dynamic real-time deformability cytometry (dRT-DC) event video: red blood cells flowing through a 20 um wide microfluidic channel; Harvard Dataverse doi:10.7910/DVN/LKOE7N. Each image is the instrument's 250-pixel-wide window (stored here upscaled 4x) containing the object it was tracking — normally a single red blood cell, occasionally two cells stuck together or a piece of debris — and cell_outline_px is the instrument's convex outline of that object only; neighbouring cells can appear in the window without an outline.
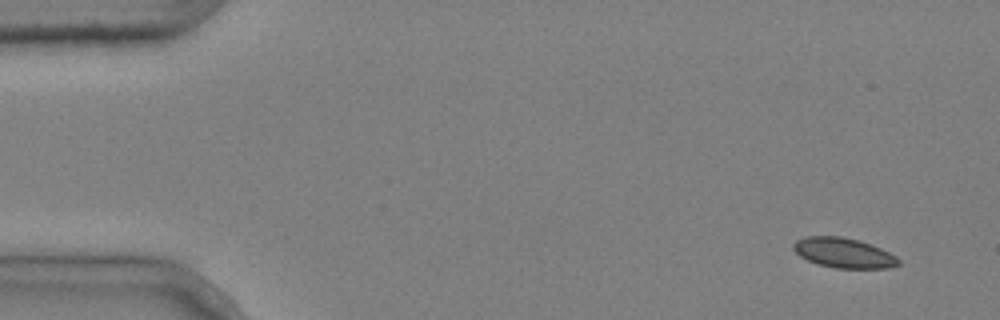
{"species": "common noctule bat (a hibernating species)", "species_latin": "Nyctalus noctula", "temperature_condition": "cold", "stored_images_in_passage": 4, "camera_frame_rate_fps": 3000, "um_per_image_px": 0.085, "animal": {"sex": "male", "body_mass_g": 20.4}, "frame": {"image": 1, "passage_image": 1, "time_ms": 0.0, "image_size_px": [1000, 320], "cell_outline_px": [[900, 264], [888, 268], [836, 268], [816, 264], [800, 256], [792, 248], [792, 244], [796, 240], [804, 236], [840, 236], [856, 240], [880, 248], [896, 256], [900, 260]], "centroid_in_image_um": [71.67, 21.5], "position_along_channel_um": 13.3, "area_um2": 18.26}}
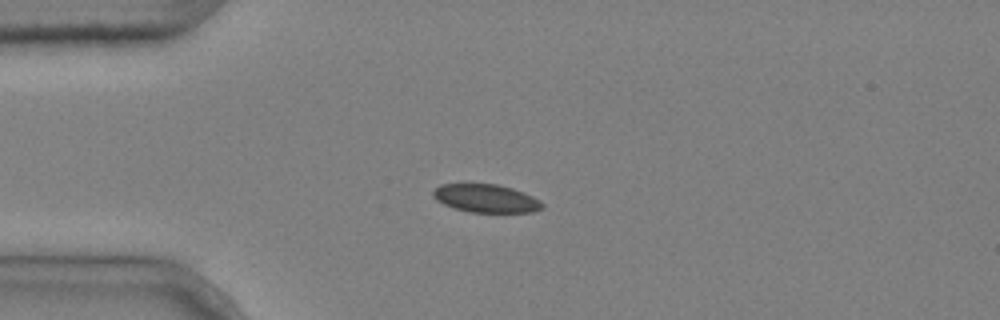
{"frame": {"image": 2, "passage_image": 4, "time_ms": 1.0, "image_size_px": [1000, 320], "cell_outline_px": [[544, 208], [532, 212], [472, 212], [452, 208], [436, 200], [432, 196], [432, 192], [440, 184], [468, 180], [496, 184], [512, 188], [524, 192], [540, 200], [544, 204]], "centroid_in_image_um": [41.25, 16.81], "position_along_channel_um": 43.8, "area_um2": 18.79}}